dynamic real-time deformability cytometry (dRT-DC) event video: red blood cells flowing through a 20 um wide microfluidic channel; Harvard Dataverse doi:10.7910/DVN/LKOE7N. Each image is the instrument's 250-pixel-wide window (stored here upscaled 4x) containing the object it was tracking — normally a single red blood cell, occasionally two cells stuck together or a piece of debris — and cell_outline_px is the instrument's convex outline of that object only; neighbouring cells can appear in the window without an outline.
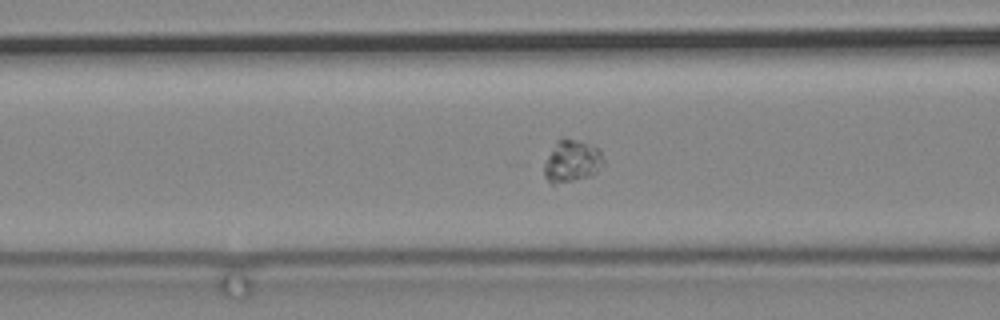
{"species": "common noctule bat (a hibernating species)", "species_latin": "Nyctalus noctula", "temperature_condition": "cold", "stored_images_in_passage": 85, "camera_frame_rate_fps": 3000, "um_per_image_px": 0.085, "animal": {"sex": "male", "body_mass_g": 19.2, "forearm_length_mm": 51.8}, "frame": {"image": 1, "passage_image": 46, "time_ms": 15.0, "image_size_px": [1000, 320], "cell_outline_px": [[604, 164], [596, 172], [588, 176], [572, 180], [552, 184], [544, 176], [544, 164], [556, 140], [560, 136], [564, 136], [580, 140], [600, 148], [604, 160]], "centroid_in_image_um": [48.62, 13.63], "position_along_channel_um": 118.0, "area_um2": 14.74}}
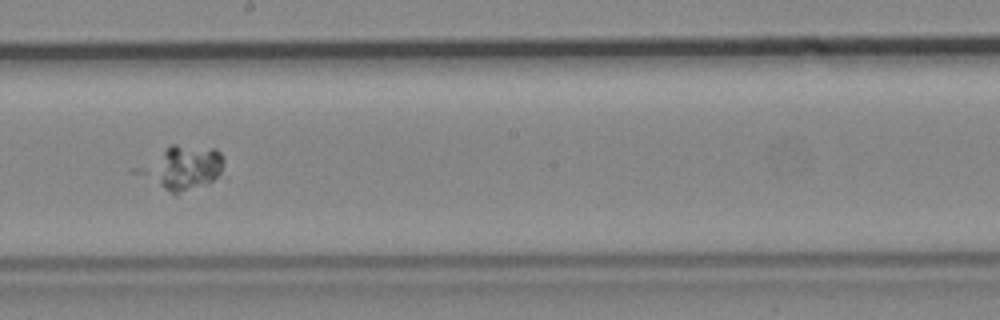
{"frame": {"image": 2, "passage_image": 57, "time_ms": 18.667, "image_size_px": [1000, 320], "cell_outline_px": [[224, 164], [220, 172], [208, 184], [176, 196], [128, 172], [128, 168], [172, 144], [176, 144], [216, 148], [224, 156]], "centroid_in_image_um": [15.31, 14.27], "position_along_channel_um": 232.9, "area_um2": 23.29}}
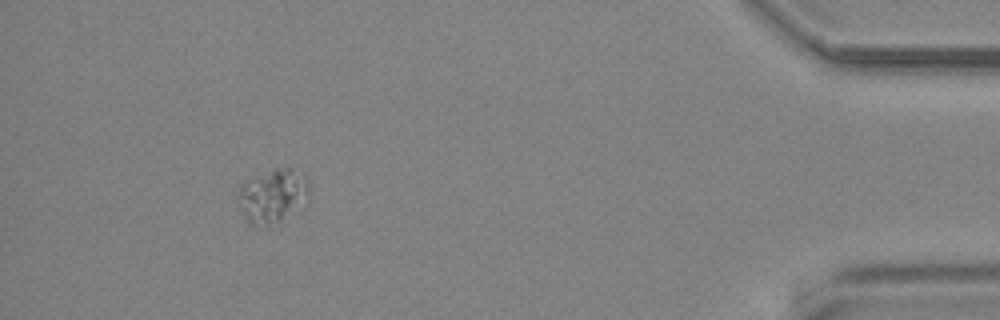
{"frame": {"image": 3, "passage_image": 80, "time_ms": 26.333, "image_size_px": [1000, 320], "cell_outline_px": [[308, 196], [280, 224], [268, 228], [256, 228], [248, 224], [240, 208], [236, 192], [244, 184], [276, 168], [292, 168], [308, 180]], "centroid_in_image_um": [23.14, 16.75], "position_along_channel_um": 412.1, "area_um2": 22.08}}